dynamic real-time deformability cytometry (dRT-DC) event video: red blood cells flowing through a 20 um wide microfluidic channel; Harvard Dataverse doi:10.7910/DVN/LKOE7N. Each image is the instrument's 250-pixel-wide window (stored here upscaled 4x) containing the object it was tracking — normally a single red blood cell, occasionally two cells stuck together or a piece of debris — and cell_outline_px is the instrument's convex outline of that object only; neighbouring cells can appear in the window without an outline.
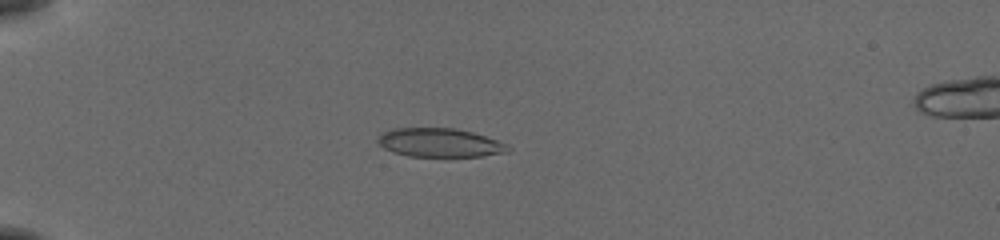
{"species": "common noctule bat (a hibernating species)", "species_latin": "Nyctalus noctula", "temperature_condition": "cold", "stored_images_in_passage": 38, "camera_frame_rate_fps": 3000, "um_per_image_px": 0.085, "animal": {"sex": "female", "body_mass_g": 19.5, "forearm_length_mm": 54.1}, "frame": {"image": 1, "passage_image": 5, "time_ms": 1.333, "image_size_px": [1000, 240], "cell_outline_px": [[512, 148], [508, 152], [480, 156], [408, 156], [384, 148], [376, 140], [384, 132], [396, 128], [452, 128], [472, 132], [496, 140]], "centroid_in_image_um": [37.38, 12.13], "position_along_channel_um": 47.6, "area_um2": 21.39}}
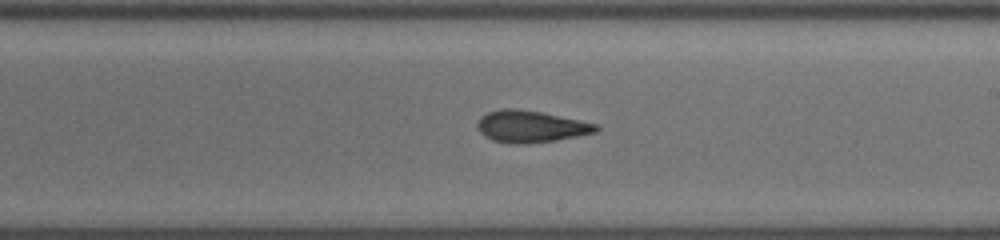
{"frame": {"image": 2, "passage_image": 23, "time_ms": 7.333, "image_size_px": [1000, 240], "cell_outline_px": [[600, 128], [596, 132], [556, 140], [524, 144], [512, 144], [492, 140], [484, 136], [476, 128], [476, 120], [480, 116], [488, 112], [504, 108], [516, 108], [540, 112], [600, 124]], "centroid_in_image_um": [45.08, 10.75], "position_along_channel_um": 243.9, "area_um2": 22.2}}
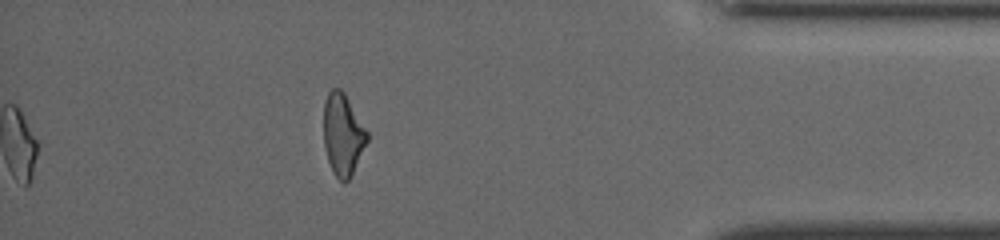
{"frame": {"image": 3, "passage_image": 38, "time_ms": 12.333, "image_size_px": [1000, 240], "cell_outline_px": [[368, 140], [348, 180], [344, 184], [332, 172], [328, 160], [324, 144], [324, 100], [328, 92], [332, 88], [340, 88], [344, 92], [368, 132]], "centroid_in_image_um": [29.13, 11.41], "position_along_channel_um": 406.1, "area_um2": 20.52}, "authors_computed_cell_mechanics": {"area_um2": 21.8195, "velocity_mm_per_s": 3.8616, "shape_relaxation_time_tau1_ms": 8.8224, "shape_relaxation_time_tau2_ms": 3.9362, "deformation_change_tau1": 0.2396, "deformation_change_tau2": 0.1198}}